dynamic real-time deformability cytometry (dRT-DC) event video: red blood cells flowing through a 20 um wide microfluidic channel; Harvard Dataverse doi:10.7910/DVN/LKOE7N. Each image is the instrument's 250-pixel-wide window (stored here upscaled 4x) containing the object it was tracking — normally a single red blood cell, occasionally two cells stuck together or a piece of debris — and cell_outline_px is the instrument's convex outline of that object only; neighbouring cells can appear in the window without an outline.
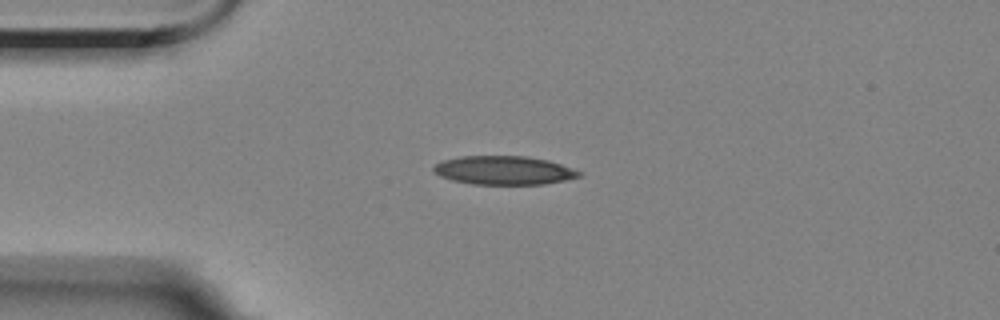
{"species": "Egyptian fruit bat (a non-hibernating species)", "species_latin": "Rousettus aegyptiacus", "temperature_condition": "room temperature", "stored_images_in_passage": 4, "camera_frame_rate_fps": 3000, "um_per_image_px": 0.085, "animal": {"sex": "female"}, "frame": {"image": 1, "passage_image": 3, "time_ms": 2.333, "image_size_px": [1000, 320], "cell_outline_px": [[584, 172], [580, 176], [564, 180], [544, 184], [472, 184], [452, 180], [440, 176], [432, 172], [432, 168], [436, 164], [444, 160], [460, 156], [524, 156], [548, 160]], "centroid_in_image_um": [42.81, 14.48], "position_along_channel_um": 42.2, "area_um2": 24.28}}